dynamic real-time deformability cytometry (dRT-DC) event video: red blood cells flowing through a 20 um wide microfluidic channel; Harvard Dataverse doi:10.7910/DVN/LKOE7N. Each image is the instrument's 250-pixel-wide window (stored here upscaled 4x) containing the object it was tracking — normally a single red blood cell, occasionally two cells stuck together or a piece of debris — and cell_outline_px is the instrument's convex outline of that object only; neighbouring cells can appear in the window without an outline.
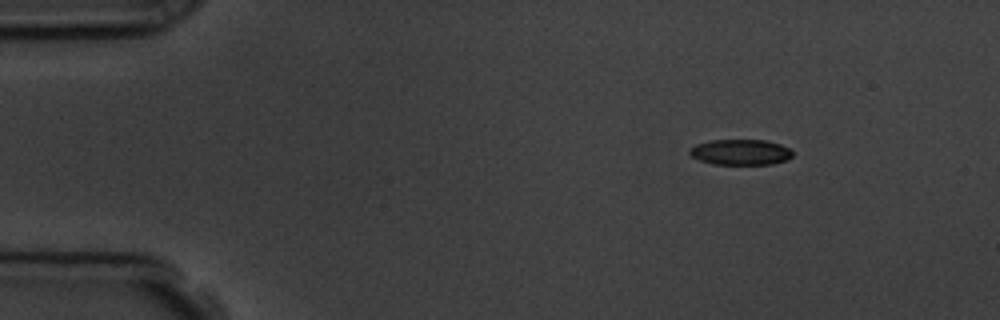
{"species": "common noctule bat (a hibernating species)", "species_latin": "Nyctalus noctula", "temperature_condition": "room temperature", "stored_images_in_passage": 4, "camera_frame_rate_fps": 3000, "um_per_image_px": 0.085, "animal": {"sex": "male", "body_mass_g": 19.5, "forearm_length_mm": 54.6}, "frame": {"image": 1, "passage_image": 2, "time_ms": 2.0, "image_size_px": [1000, 320], "cell_outline_px": [[792, 156], [788, 160], [772, 164], [712, 164], [700, 160], [692, 156], [688, 152], [688, 148], [696, 144], [708, 140], [764, 140], [780, 144], [788, 148], [792, 152]], "centroid_in_image_um": [62.92, 12.93], "position_along_channel_um": 22.1, "area_um2": 15.43}}